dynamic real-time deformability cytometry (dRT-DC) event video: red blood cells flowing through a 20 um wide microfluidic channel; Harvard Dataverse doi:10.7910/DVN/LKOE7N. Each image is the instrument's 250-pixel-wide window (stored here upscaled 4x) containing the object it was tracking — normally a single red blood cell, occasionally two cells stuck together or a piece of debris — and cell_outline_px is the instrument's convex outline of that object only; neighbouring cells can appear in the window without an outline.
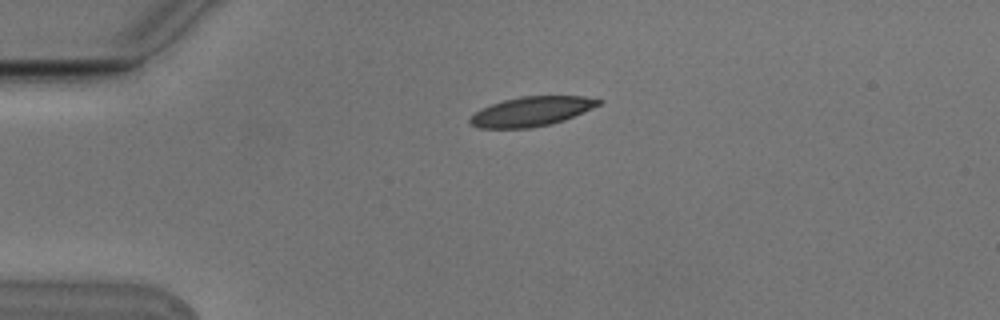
{"species": "Egyptian fruit bat (a non-hibernating species)", "species_latin": "Rousettus aegyptiacus", "temperature_condition": "cold", "stored_images_in_passage": 2, "camera_frame_rate_fps": 3000, "um_per_image_px": 0.085, "animal": {"sex": "male"}, "frame": {"image": 1, "passage_image": 1, "time_ms": 0.0, "image_size_px": [1000, 320], "cell_outline_px": [[604, 100], [600, 104], [592, 108], [564, 120], [552, 124], [532, 128], [480, 128], [472, 124], [468, 120], [476, 112], [492, 104], [504, 100], [520, 96], [584, 96]], "centroid_in_image_um": [45.21, 9.47], "position_along_channel_um": 39.8, "area_um2": 21.91}}